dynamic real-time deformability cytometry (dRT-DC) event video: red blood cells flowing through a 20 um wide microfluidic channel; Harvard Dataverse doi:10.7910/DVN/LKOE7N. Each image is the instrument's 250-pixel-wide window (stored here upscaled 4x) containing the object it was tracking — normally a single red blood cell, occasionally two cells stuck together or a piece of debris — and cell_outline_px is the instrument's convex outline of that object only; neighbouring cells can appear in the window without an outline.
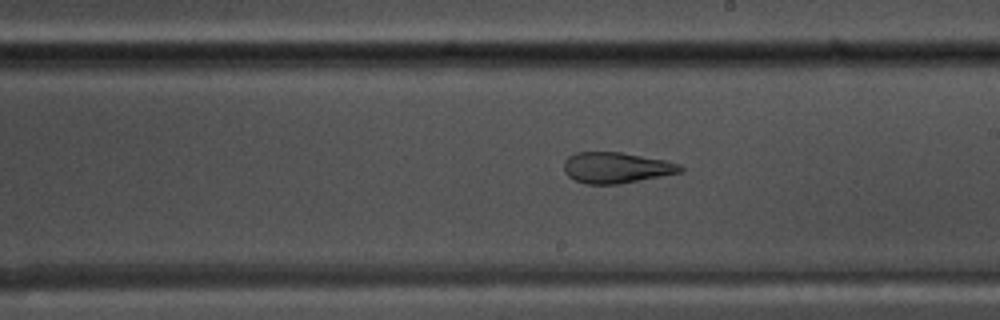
{"species": "common noctule bat (a hibernating species)", "species_latin": "Nyctalus noctula", "temperature_condition": "warm", "stored_images_in_passage": 49, "camera_frame_rate_fps": 3000, "um_per_image_px": 0.085, "animal": {"sex": "male", "body_mass_g": 17.5, "forearm_length_mm": 52.3}, "frame": {"image": 1, "passage_image": 26, "time_ms": 8.333, "image_size_px": [1000, 320], "cell_outline_px": [[684, 172], [640, 180], [616, 184], [588, 184], [576, 180], [568, 176], [564, 172], [564, 160], [568, 156], [576, 152], [620, 152], [668, 160], [680, 164], [684, 168]], "centroid_in_image_um": [52.41, 14.24], "position_along_channel_um": 236.6, "area_um2": 21.1}}
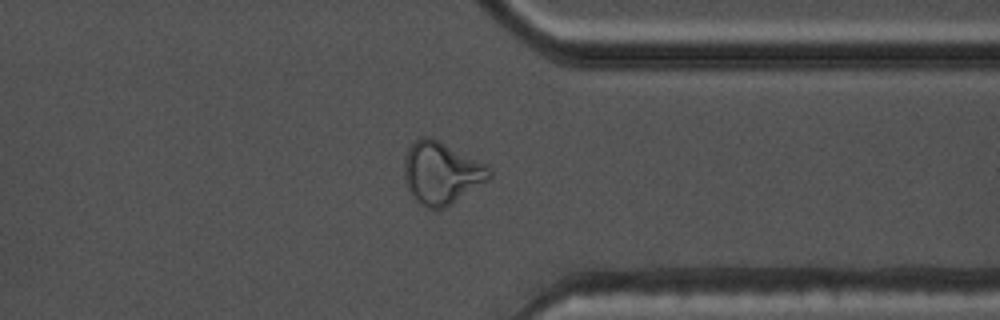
{"frame": {"image": 2, "passage_image": 37, "time_ms": 12.0, "image_size_px": [1000, 320], "cell_outline_px": [[492, 176], [488, 180], [452, 204], [444, 208], [424, 208], [416, 200], [408, 188], [404, 176], [404, 160], [408, 148], [416, 140], [424, 136], [428, 136], [488, 164], [492, 172]], "centroid_in_image_um": [37.54, 14.71], "position_along_channel_um": 373.9, "area_um2": 30.75}}
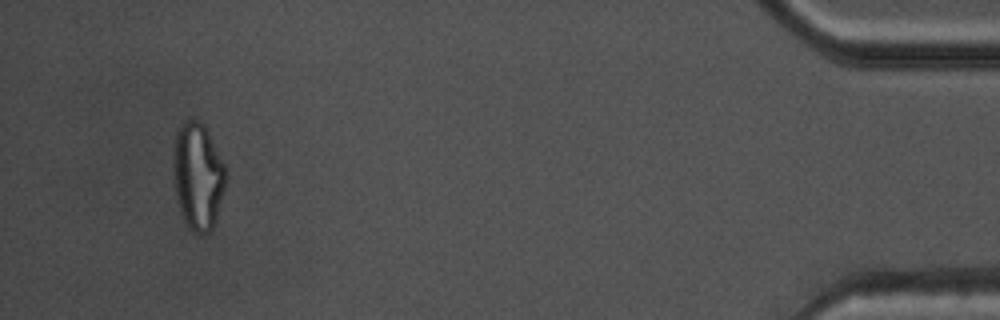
{"frame": {"image": 3, "passage_image": 46, "time_ms": 15.0, "image_size_px": [1000, 320], "cell_outline_px": [[224, 188], [216, 216], [212, 228], [204, 236], [200, 236], [188, 228], [184, 220], [176, 196], [172, 164], [176, 132], [180, 124], [184, 120], [200, 120], [204, 124], [224, 164]], "centroid_in_image_um": [16.78, 14.96], "position_along_channel_um": 418.4, "area_um2": 32.43}, "authors_computed_cell_mechanics": {"area_um2": 26.588, "velocity_mm_per_s": 3.8217, "shape_relaxation_time_tau1_ms": null, "shape_relaxation_time_tau2_ms": 1.6449, "deformation_change_tau1": null, "deformation_change_tau2": 0.1018}}